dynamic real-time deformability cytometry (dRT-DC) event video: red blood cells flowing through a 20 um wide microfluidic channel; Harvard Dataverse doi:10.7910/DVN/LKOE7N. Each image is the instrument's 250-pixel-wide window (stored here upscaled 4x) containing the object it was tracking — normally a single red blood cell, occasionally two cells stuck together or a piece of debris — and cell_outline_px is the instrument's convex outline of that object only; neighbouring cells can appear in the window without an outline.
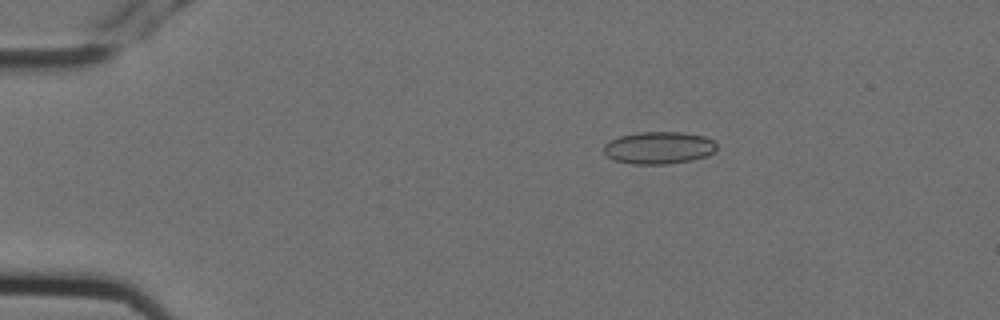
{"species": "Egyptian fruit bat (a non-hibernating species)", "species_latin": "Rousettus aegyptiacus", "temperature_condition": "cold", "stored_images_in_passage": 5, "camera_frame_rate_fps": 3000, "um_per_image_px": 0.085, "animal": {"sex": "female"}, "frame": {"image": 1, "passage_image": 2, "time_ms": 0.333, "image_size_px": [1000, 320], "cell_outline_px": [[716, 148], [708, 156], [692, 160], [668, 164], [632, 164], [616, 160], [608, 156], [604, 152], [604, 144], [620, 136], [636, 132], [680, 132], [704, 136], [712, 140], [716, 144]], "centroid_in_image_um": [56.01, 12.56], "position_along_channel_um": 29.0, "area_um2": 21.15}}
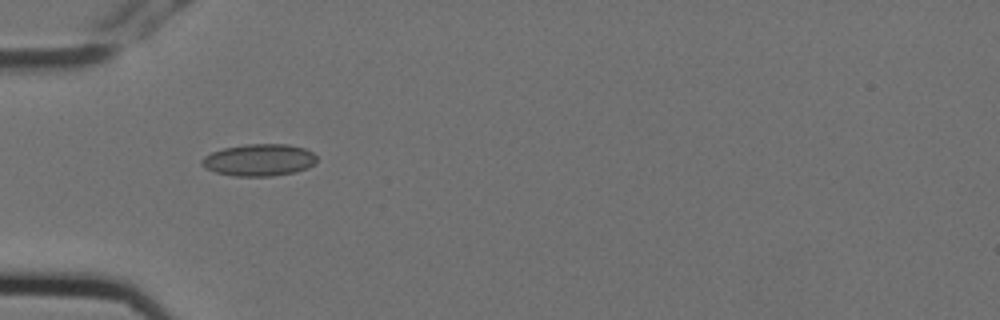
{"frame": {"image": 2, "passage_image": 4, "time_ms": 1.0, "image_size_px": [1000, 320], "cell_outline_px": [[316, 160], [308, 168], [296, 172], [272, 176], [232, 176], [216, 172], [204, 168], [200, 164], [200, 160], [204, 156], [212, 152], [224, 148], [244, 144], [288, 144], [304, 148], [312, 152], [316, 156]], "centroid_in_image_um": [21.99, 13.6], "position_along_channel_um": 63.0, "area_um2": 21.56}}
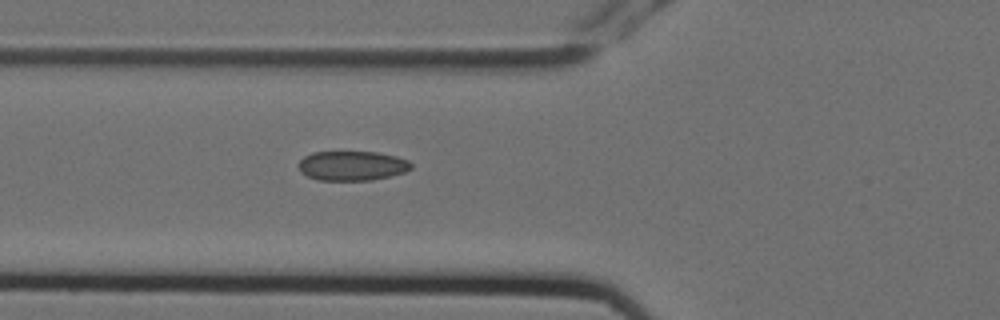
{"frame": {"image": 3, "passage_image": 5, "time_ms": 1.333, "image_size_px": [1000, 320], "cell_outline_px": [[412, 168], [404, 172], [372, 180], [316, 180], [300, 172], [300, 160], [304, 156], [312, 152], [376, 152], [396, 156], [408, 160], [412, 164]], "centroid_in_image_um": [29.93, 14.09], "position_along_channel_um": 95.9, "area_um2": 19.31}}